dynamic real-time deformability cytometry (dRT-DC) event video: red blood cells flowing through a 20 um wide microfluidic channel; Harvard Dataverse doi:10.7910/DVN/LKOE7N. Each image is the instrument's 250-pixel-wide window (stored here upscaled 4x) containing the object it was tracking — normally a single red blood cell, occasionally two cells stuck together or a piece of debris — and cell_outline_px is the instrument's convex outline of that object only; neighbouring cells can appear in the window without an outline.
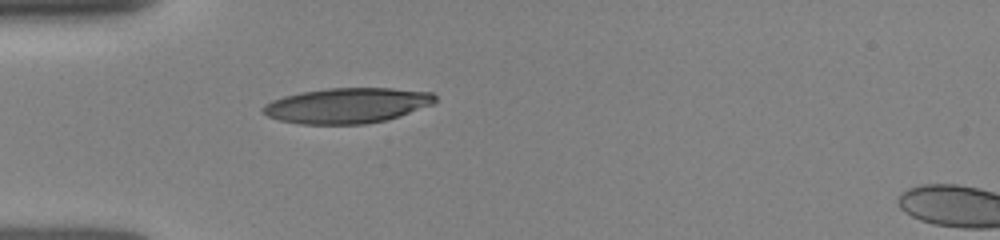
{"species": "human", "species_latin": "Homo sapiens", "temperature_condition": "room temperature", "stored_images_in_passage": 26, "camera_frame_rate_fps": 3000, "um_per_image_px": 0.085, "donor": {"sex": "female"}, "frame": {"image": 1, "passage_image": 1, "time_ms": 0.0, "image_size_px": [1000, 240], "cell_outline_px": [[436, 100], [432, 104], [400, 116], [384, 120], [364, 124], [300, 124], [280, 120], [268, 116], [260, 108], [264, 104], [272, 100], [284, 96], [300, 92], [328, 88], [392, 88], [432, 92], [436, 96]], "centroid_in_image_um": [29.49, 8.96], "position_along_channel_um": 55.5, "area_um2": 35.37}}
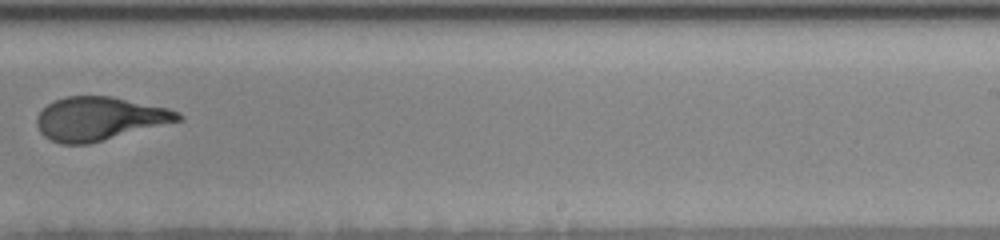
{"frame": {"image": 2, "passage_image": 10, "time_ms": 5.667, "image_size_px": [1000, 240], "cell_outline_px": [[184, 120], [88, 144], [60, 144], [44, 136], [40, 132], [36, 124], [36, 116], [48, 104], [56, 100], [68, 96], [112, 96], [168, 108], [180, 112], [184, 116]], "centroid_in_image_um": [8.48, 10.09], "position_along_channel_um": 280.5, "area_um2": 35.89}}
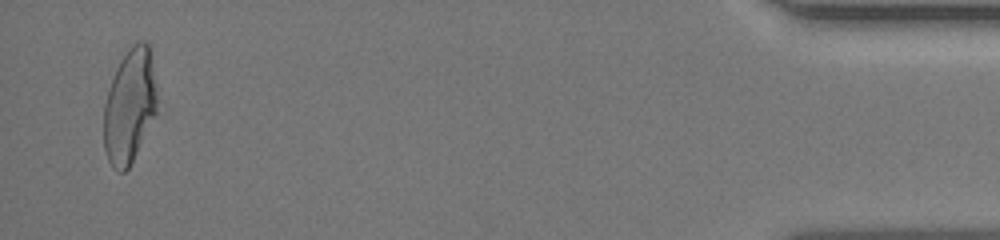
{"frame": {"image": 3, "passage_image": 25, "time_ms": 11.0, "image_size_px": [1000, 240], "cell_outline_px": [[156, 112], [128, 168], [124, 172], [120, 172], [112, 168], [108, 160], [104, 148], [104, 104], [116, 68], [120, 60], [128, 48], [132, 44], [140, 40], [144, 40], [148, 44], [156, 96]], "centroid_in_image_um": [10.98, 9.02], "position_along_channel_um": 424.2, "area_um2": 34.62}}